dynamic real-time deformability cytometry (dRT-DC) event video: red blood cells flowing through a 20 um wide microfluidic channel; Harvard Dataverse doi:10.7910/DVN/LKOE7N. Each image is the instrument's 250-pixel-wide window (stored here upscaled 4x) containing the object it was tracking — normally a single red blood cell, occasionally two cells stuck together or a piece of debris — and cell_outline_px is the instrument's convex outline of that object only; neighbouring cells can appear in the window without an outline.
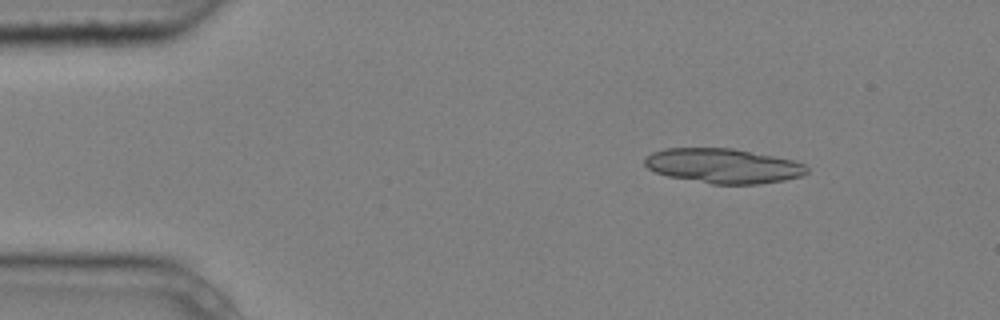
{"species": "common noctule bat (a hibernating species)", "species_latin": "Nyctalus noctula", "temperature_condition": "cold", "stored_images_in_passage": 4, "camera_frame_rate_fps": 3000, "um_per_image_px": 0.085, "animal": {"sex": "male", "body_mass_g": 20.4}, "frame": {"image": 1, "passage_image": 2, "time_ms": 0.333, "image_size_px": [1000, 320], "cell_outline_px": [[808, 172], [800, 176], [784, 180], [760, 184], [712, 184], [668, 176], [656, 172], [648, 168], [644, 164], [644, 160], [652, 152], [664, 148], [732, 148], [792, 160], [804, 164], [808, 168]], "centroid_in_image_um": [61.46, 14.1], "position_along_channel_um": 23.5, "area_um2": 32.6}}